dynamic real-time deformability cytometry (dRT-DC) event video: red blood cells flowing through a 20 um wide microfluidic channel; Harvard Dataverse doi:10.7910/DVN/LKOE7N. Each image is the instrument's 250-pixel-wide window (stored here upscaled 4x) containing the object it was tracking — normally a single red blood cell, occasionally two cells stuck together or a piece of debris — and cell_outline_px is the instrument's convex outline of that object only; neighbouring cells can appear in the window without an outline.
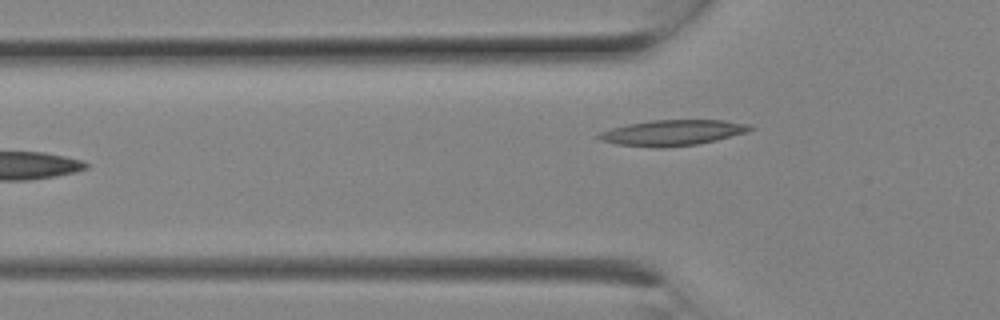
{"species": "Egyptian fruit bat (a non-hibernating species)", "species_latin": "Rousettus aegyptiacus", "temperature_condition": "room temperature", "stored_images_in_passage": 9, "camera_frame_rate_fps": 3000, "um_per_image_px": 0.085, "animal": {"sex": "female"}, "frame": {"image": 1, "passage_image": 9, "time_ms": 2.667, "image_size_px": [1000, 320], "cell_outline_px": [[756, 128], [748, 132], [716, 140], [696, 144], [664, 148], [656, 148], [616, 144], [600, 140], [596, 136], [600, 132], [612, 128], [628, 124], [652, 120], [720, 120], [748, 124]], "centroid_in_image_um": [57.16, 11.28], "position_along_channel_um": 68.6, "area_um2": 22.6}}